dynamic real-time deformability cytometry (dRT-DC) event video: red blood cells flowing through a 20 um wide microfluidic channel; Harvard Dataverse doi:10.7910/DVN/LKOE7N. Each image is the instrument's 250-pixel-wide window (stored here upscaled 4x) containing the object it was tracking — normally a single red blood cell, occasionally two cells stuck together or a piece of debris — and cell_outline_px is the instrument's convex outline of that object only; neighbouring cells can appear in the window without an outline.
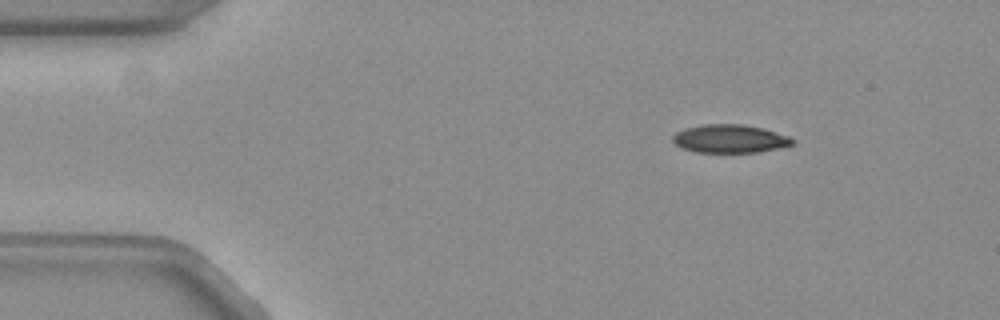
{"species": "common noctule bat (a hibernating species)", "species_latin": "Nyctalus noctula", "temperature_condition": "warm", "stored_images_in_passage": 47, "camera_frame_rate_fps": 3000, "um_per_image_px": 0.085, "animal": {"sex": "female", "body_mass_g": 19.3, "forearm_length_mm": 54.1}, "frame": {"image": 1, "passage_image": 1, "time_ms": 0.0, "image_size_px": [1000, 320], "cell_outline_px": [[796, 140], [792, 144], [776, 148], [756, 152], [696, 152], [684, 148], [676, 144], [672, 140], [672, 136], [676, 132], [684, 128], [704, 124], [740, 124], [760, 128], [788, 136]], "centroid_in_image_um": [61.99, 11.79], "position_along_channel_um": 23.0, "area_um2": 19.36}}
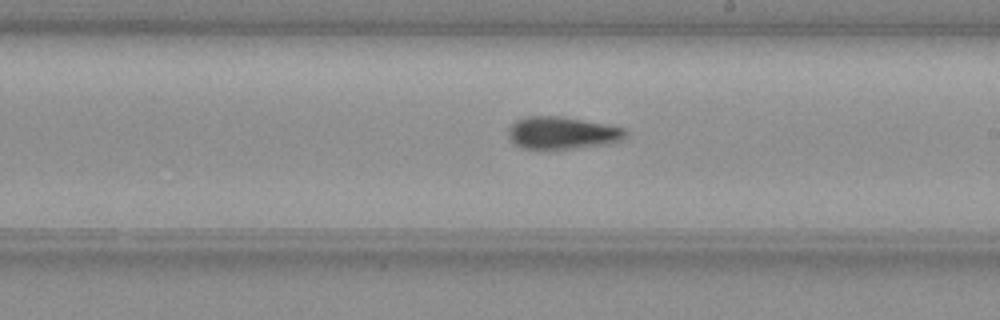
{"frame": {"image": 2, "passage_image": 24, "time_ms": 7.667, "image_size_px": [1000, 320], "cell_outline_px": [[628, 136], [620, 140], [608, 144], [540, 152], [520, 148], [512, 144], [508, 136], [508, 128], [516, 120], [528, 116], [560, 116], [604, 124], [624, 128], [628, 132]], "centroid_in_image_um": [47.71, 11.34], "position_along_channel_um": 241.3, "area_um2": 22.83}}
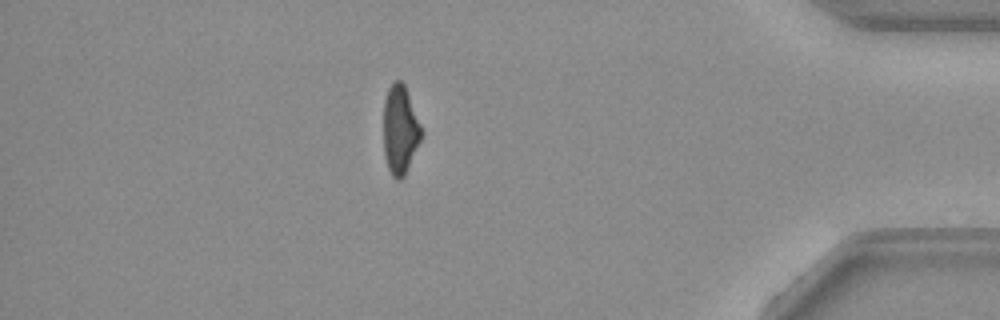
{"frame": {"image": 3, "passage_image": 40, "time_ms": 13.0, "image_size_px": [1000, 320], "cell_outline_px": [[420, 140], [404, 176], [400, 180], [396, 180], [392, 176], [388, 168], [384, 152], [384, 100], [388, 88], [396, 80], [400, 80], [404, 84], [420, 124]], "centroid_in_image_um": [33.98, 11.04], "position_along_channel_um": 401.2, "area_um2": 19.07}, "authors_computed_cell_mechanics": {"area_um2": 20.808, "velocity_mm_per_s": 3.8363, "shape_relaxation_time_tau1_ms": null, "shape_relaxation_time_tau2_ms": 4.5213, "deformation_change_tau1": null, "deformation_change_tau2": 0.1138}}